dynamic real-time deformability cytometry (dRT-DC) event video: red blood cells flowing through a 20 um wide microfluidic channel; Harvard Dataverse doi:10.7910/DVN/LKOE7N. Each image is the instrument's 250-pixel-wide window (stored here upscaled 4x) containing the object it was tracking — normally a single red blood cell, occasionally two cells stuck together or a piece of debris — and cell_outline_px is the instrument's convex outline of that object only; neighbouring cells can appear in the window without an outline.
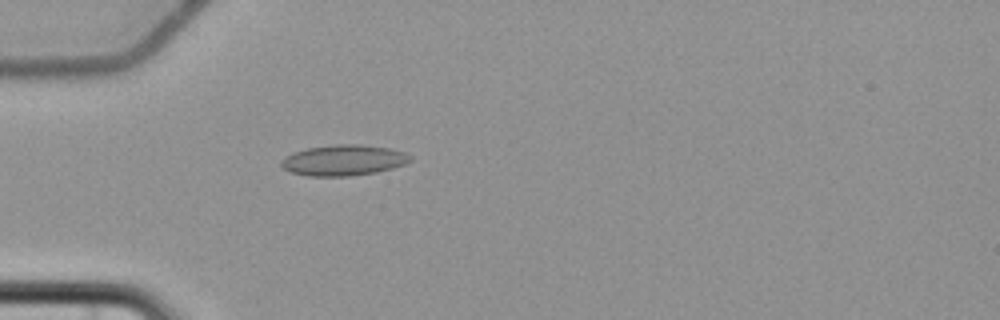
{"species": "common noctule bat (a hibernating species)", "species_latin": "Nyctalus noctula", "temperature_condition": "cold", "stored_images_in_passage": 5, "camera_frame_rate_fps": 3000, "um_per_image_px": 0.085, "animal": {"sex": "female", "body_mass_g": 22.7, "forearm_length_mm": 54.2}, "frame": {"image": 1, "passage_image": 5, "time_ms": 5.667, "image_size_px": [1000, 320], "cell_outline_px": [[412, 160], [404, 164], [392, 168], [376, 172], [348, 176], [308, 176], [292, 172], [284, 168], [280, 164], [280, 160], [284, 156], [292, 152], [308, 148], [336, 144], [360, 144], [388, 148], [404, 152], [412, 156]], "centroid_in_image_um": [29.18, 13.61], "position_along_channel_um": 55.8, "area_um2": 23.12}}